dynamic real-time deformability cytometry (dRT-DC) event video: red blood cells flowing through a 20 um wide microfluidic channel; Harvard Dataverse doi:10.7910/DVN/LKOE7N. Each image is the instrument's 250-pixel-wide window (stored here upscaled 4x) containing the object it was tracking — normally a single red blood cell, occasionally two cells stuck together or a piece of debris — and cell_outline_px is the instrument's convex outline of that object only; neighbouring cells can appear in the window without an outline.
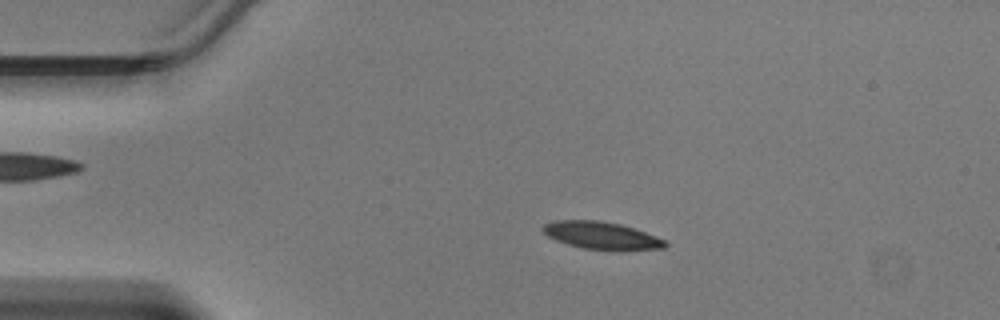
{"species": "Egyptian fruit bat (a non-hibernating species)", "species_latin": "Rousettus aegyptiacus", "temperature_condition": "warm", "stored_images_in_passage": 46, "camera_frame_rate_fps": 3000, "um_per_image_px": 0.085, "animal": {"sex": "male"}, "frame": {"image": 1, "passage_image": 9, "time_ms": 2.667, "image_size_px": [1000, 320], "cell_outline_px": [[668, 244], [664, 248], [584, 248], [568, 244], [556, 240], [548, 236], [540, 228], [544, 224], [552, 220], [600, 220], [620, 224], [644, 232], [664, 240]], "centroid_in_image_um": [51.01, 19.96], "position_along_channel_um": 34.0, "area_um2": 18.67}}
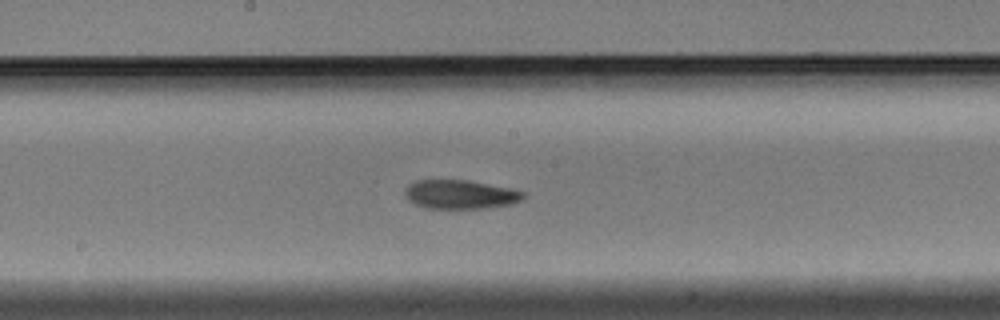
{"frame": {"image": 2, "passage_image": 24, "time_ms": 7.667, "image_size_px": [1000, 320], "cell_outline_px": [[524, 196], [520, 200], [512, 204], [484, 208], [428, 208], [416, 204], [408, 200], [404, 192], [404, 188], [408, 184], [416, 180], [468, 180], [508, 188], [524, 192]], "centroid_in_image_um": [39.08, 16.52], "position_along_channel_um": 209.1, "area_um2": 19.77}}
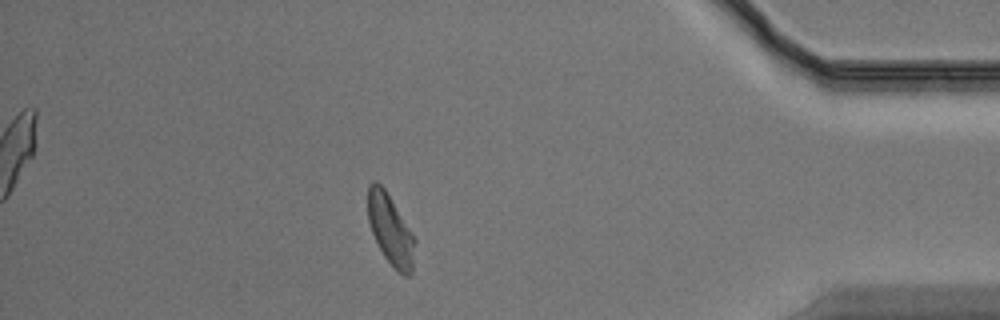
{"frame": {"image": 3, "passage_image": 40, "time_ms": 13.0, "image_size_px": [1000, 320], "cell_outline_px": [[416, 240], [412, 272], [408, 276], [404, 276], [384, 256], [372, 232], [368, 220], [368, 188], [372, 180], [376, 180], [384, 188], [412, 232]], "centroid_in_image_um": [33.2, 19.51], "position_along_channel_um": 402.0, "area_um2": 18.96}}